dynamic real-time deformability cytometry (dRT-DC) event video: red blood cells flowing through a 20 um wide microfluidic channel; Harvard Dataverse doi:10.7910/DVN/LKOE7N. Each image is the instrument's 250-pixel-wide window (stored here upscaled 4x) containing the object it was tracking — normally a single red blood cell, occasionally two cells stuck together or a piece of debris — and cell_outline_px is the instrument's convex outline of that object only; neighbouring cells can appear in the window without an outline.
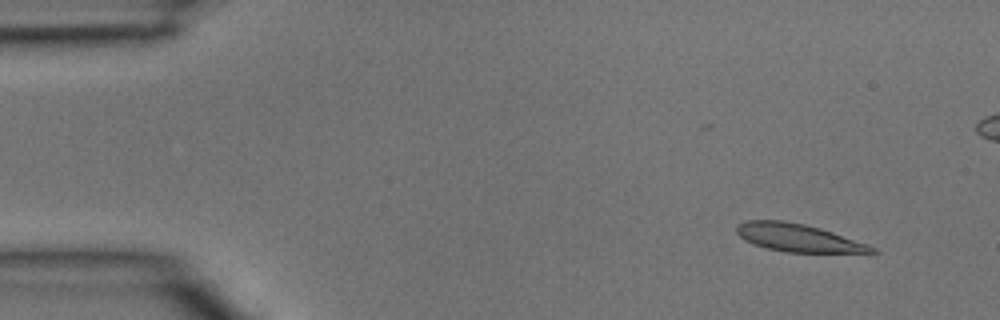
{"species": "common noctule bat (a hibernating species)", "species_latin": "Nyctalus noctula", "temperature_condition": "room temperature", "stored_images_in_passage": 4, "camera_frame_rate_fps": 3000, "um_per_image_px": 0.085, "animal": {"sex": "male", "body_mass_g": 15.6}, "frame": {"image": 1, "passage_image": 1, "time_ms": 0.0, "image_size_px": [1000, 320], "cell_outline_px": [[880, 252], [868, 256], [784, 252], [752, 244], [744, 240], [736, 232], [736, 224], [748, 220], [784, 220], [804, 224], [820, 228], [868, 244], [876, 248]], "centroid_in_image_um": [68.03, 20.28], "position_along_channel_um": 17.0, "area_um2": 23.18}}